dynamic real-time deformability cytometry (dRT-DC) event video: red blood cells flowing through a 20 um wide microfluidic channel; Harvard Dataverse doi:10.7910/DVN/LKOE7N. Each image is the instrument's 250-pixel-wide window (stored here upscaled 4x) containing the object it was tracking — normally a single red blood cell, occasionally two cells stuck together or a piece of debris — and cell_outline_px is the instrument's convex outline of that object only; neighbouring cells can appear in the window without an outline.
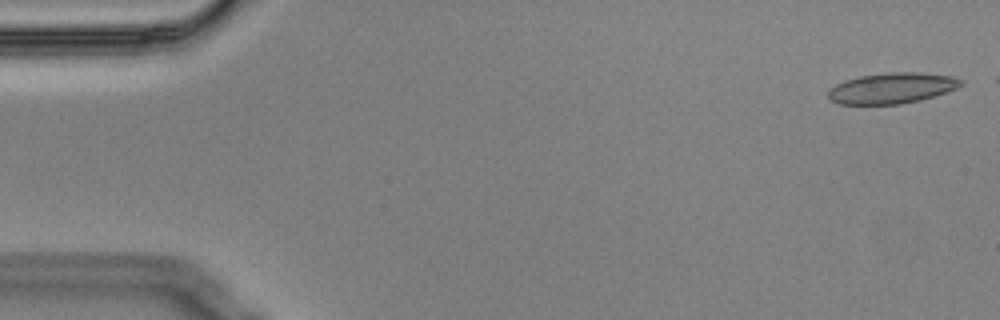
{"species": "Egyptian fruit bat (a non-hibernating species)", "species_latin": "Rousettus aegyptiacus", "temperature_condition": "cold", "stored_images_in_passage": 50, "camera_frame_rate_fps": 3000, "um_per_image_px": 0.085, "animal": {"sex": "male"}, "frame": {"image": 1, "passage_image": 1, "time_ms": 0.0, "image_size_px": [1000, 320], "cell_outline_px": [[964, 84], [956, 88], [920, 100], [900, 104], [836, 104], [828, 100], [828, 92], [836, 84], [844, 80], [860, 76], [888, 72], [920, 72], [952, 76], [964, 80]], "centroid_in_image_um": [75.79, 7.49], "position_along_channel_um": 9.2, "area_um2": 23.81}}
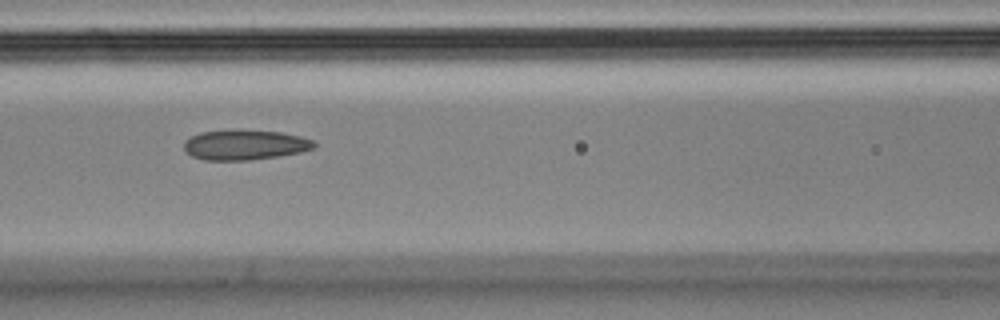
{"frame": {"image": 2, "passage_image": 23, "time_ms": 7.333, "image_size_px": [1000, 320], "cell_outline_px": [[316, 148], [300, 152], [276, 156], [248, 160], [204, 160], [192, 156], [184, 148], [184, 140], [200, 132], [280, 132], [300, 136], [312, 140], [316, 144]], "centroid_in_image_um": [20.83, 12.35], "position_along_channel_um": 145.8, "area_um2": 21.91}}
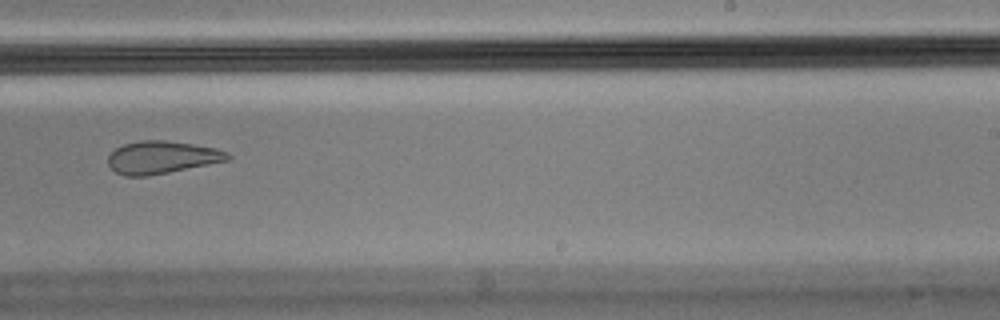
{"frame": {"image": 3, "passage_image": 34, "time_ms": 11.0, "image_size_px": [1000, 320], "cell_outline_px": [[232, 156], [228, 160], [148, 176], [124, 176], [116, 172], [108, 164], [108, 156], [116, 148], [124, 144], [140, 140], [164, 140], [192, 144], [216, 148], [228, 152]], "centroid_in_image_um": [13.74, 13.37], "position_along_channel_um": 275.3, "area_um2": 22.54}, "authors_computed_cell_mechanics": {"area_um2": 23.8136, "velocity_mm_per_s": 3.5407, "shape_relaxation_time_tau1_ms": null, "shape_relaxation_time_tau2_ms": 2.9628, "deformation_change_tau1": null, "deformation_change_tau2": 0.0866}}